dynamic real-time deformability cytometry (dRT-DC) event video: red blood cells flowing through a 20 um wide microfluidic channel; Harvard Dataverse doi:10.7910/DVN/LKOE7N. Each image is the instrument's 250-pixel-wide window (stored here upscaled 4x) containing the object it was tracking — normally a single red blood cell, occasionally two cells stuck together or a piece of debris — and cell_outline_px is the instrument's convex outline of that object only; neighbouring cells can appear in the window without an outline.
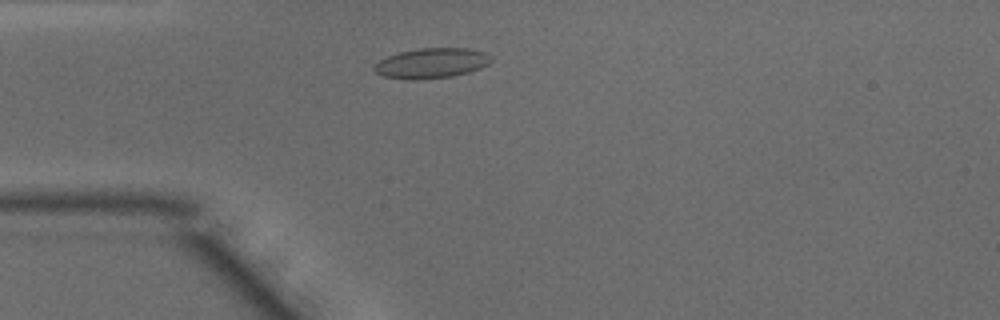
{"species": "common noctule bat (a hibernating species)", "species_latin": "Nyctalus noctula", "temperature_condition": "warm", "stored_images_in_passage": 40, "camera_frame_rate_fps": 3000, "um_per_image_px": 0.085, "animal": {"sex": "male", "body_mass_g": 15.6}, "frame": {"image": 1, "passage_image": 4, "time_ms": 1.0, "image_size_px": [1000, 320], "cell_outline_px": [[492, 60], [488, 64], [480, 68], [468, 72], [452, 76], [416, 80], [412, 80], [384, 76], [376, 72], [372, 68], [380, 60], [388, 56], [400, 52], [416, 48], [468, 48], [484, 52], [492, 56]], "centroid_in_image_um": [36.69, 5.36], "position_along_channel_um": 48.3, "area_um2": 20.46}}
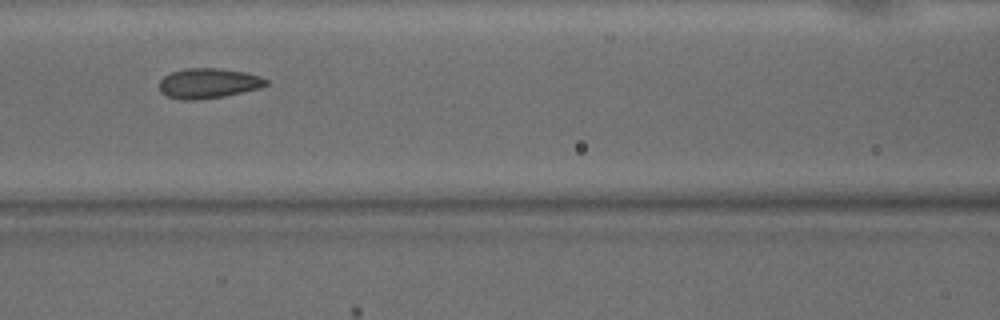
{"frame": {"image": 2, "passage_image": 12, "time_ms": 3.667, "image_size_px": [1000, 320], "cell_outline_px": [[268, 84], [260, 88], [224, 96], [196, 100], [180, 100], [168, 96], [160, 92], [160, 80], [164, 76], [172, 72], [188, 68], [220, 68], [244, 72], [260, 76], [268, 80]], "centroid_in_image_um": [17.71, 7.08], "position_along_channel_um": 148.9, "area_um2": 18.67}}
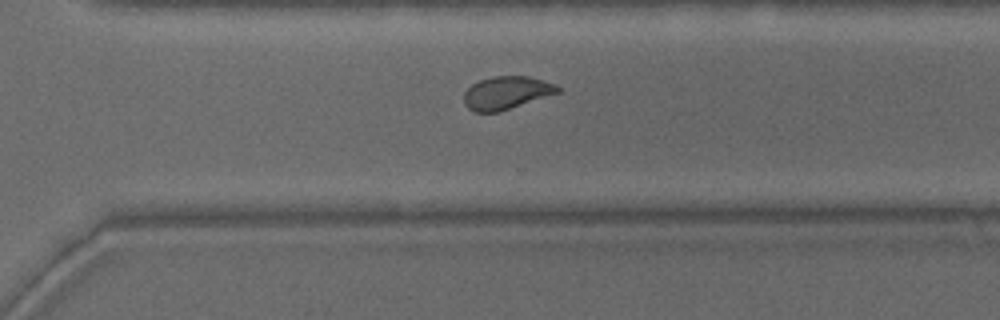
{"frame": {"image": 3, "passage_image": 25, "time_ms": 8.0, "image_size_px": [1000, 320], "cell_outline_px": [[560, 92], [500, 112], [476, 112], [468, 108], [464, 104], [464, 92], [472, 84], [480, 80], [492, 76], [528, 76], [556, 84], [560, 88]], "centroid_in_image_um": [43.04, 7.89], "position_along_channel_um": 327.6, "area_um2": 18.03}, "authors_computed_cell_mechanics": {"area_um2": 18.3515, "velocity_mm_per_s": 4.1342, "shape_relaxation_time_tau1_ms": 4.7104, "shape_relaxation_time_tau2_ms": 1.0331, "deformation_change_tau1": 0.1352, "deformation_change_tau2": 0.049}}